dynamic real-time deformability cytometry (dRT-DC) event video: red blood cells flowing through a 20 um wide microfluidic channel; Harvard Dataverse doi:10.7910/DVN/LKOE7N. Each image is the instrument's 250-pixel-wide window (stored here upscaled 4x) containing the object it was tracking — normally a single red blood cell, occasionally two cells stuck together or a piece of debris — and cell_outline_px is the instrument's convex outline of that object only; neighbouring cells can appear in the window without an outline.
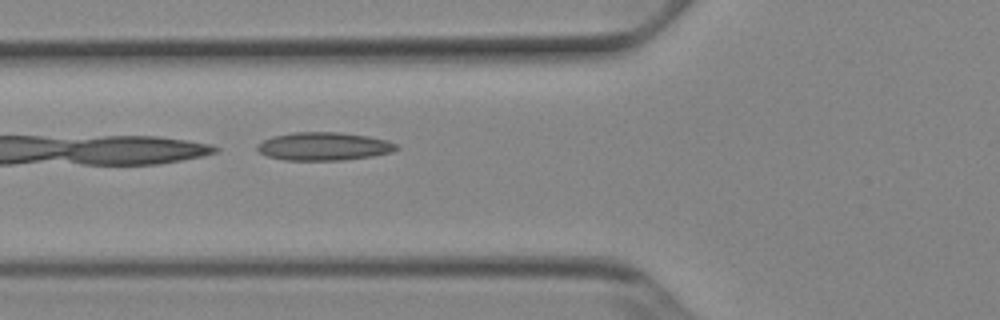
{"species": "Egyptian fruit bat (a non-hibernating species)", "species_latin": "Rousettus aegyptiacus", "temperature_condition": "cold", "stored_images_in_passage": 12, "camera_frame_rate_fps": 3000, "um_per_image_px": 0.085, "animal": {"sex": "female"}, "frame": {"image": 1, "passage_image": 3, "time_ms": 0.667, "image_size_px": [1000, 320], "cell_outline_px": [[400, 148], [392, 152], [372, 156], [340, 160], [284, 160], [268, 156], [260, 152], [256, 148], [256, 144], [272, 136], [292, 132], [340, 132], [368, 136], [388, 140], [396, 144]], "centroid_in_image_um": [27.53, 12.43], "position_along_channel_um": 98.3, "area_um2": 22.89}}
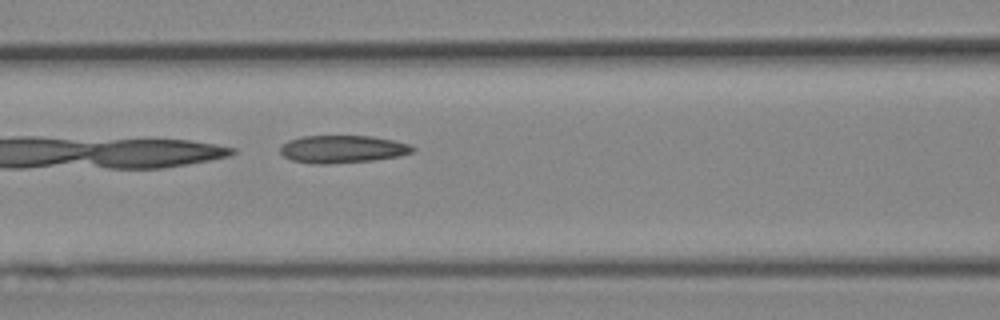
{"frame": {"image": 2, "passage_image": 6, "time_ms": 1.667, "image_size_px": [1000, 320], "cell_outline_px": [[416, 148], [412, 152], [396, 156], [372, 160], [328, 164], [312, 164], [292, 160], [284, 156], [280, 152], [280, 148], [288, 140], [300, 136], [372, 136], [412, 144]], "centroid_in_image_um": [29.1, 12.67], "position_along_channel_um": 137.5, "area_um2": 21.27}}